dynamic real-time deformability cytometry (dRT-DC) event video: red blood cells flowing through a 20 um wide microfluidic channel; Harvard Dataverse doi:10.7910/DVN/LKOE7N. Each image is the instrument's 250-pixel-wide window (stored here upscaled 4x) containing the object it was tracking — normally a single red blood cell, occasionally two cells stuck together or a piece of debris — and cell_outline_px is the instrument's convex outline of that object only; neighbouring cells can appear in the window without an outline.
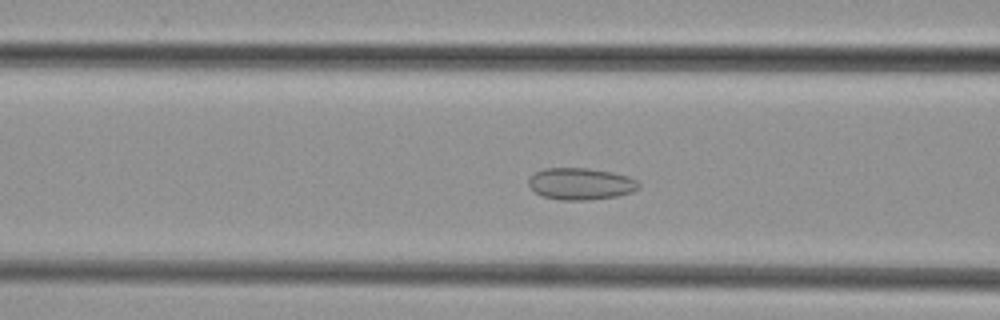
{"species": "common noctule bat (a hibernating species)", "species_latin": "Nyctalus noctula", "temperature_condition": "cold", "stored_images_in_passage": 37, "camera_frame_rate_fps": 3000, "um_per_image_px": 0.085, "animal": {"sex": "female", "body_mass_g": 29.2, "forearm_length_mm": 56.3}, "frame": {"image": 1, "passage_image": 8, "time_ms": 2.333, "image_size_px": [1000, 320], "cell_outline_px": [[640, 188], [632, 192], [616, 196], [584, 200], [560, 200], [544, 196], [536, 192], [528, 184], [528, 180], [536, 172], [544, 168], [588, 168], [612, 172], [628, 176], [636, 180], [640, 184]], "centroid_in_image_um": [49.38, 15.62], "position_along_channel_um": 117.2, "area_um2": 20.29}}
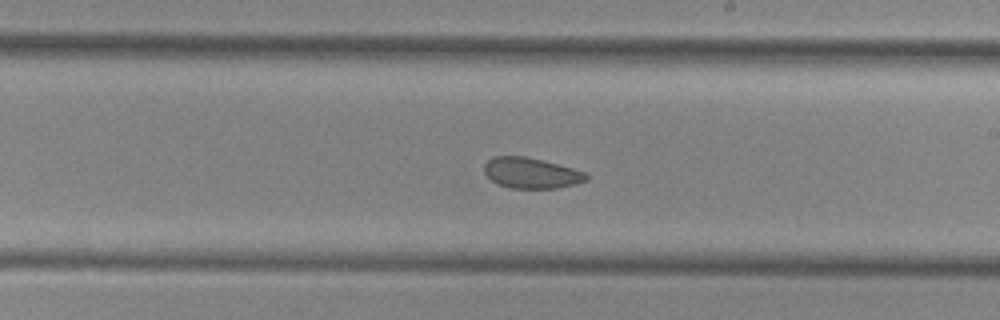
{"frame": {"image": 2, "passage_image": 17, "time_ms": 5.333, "image_size_px": [1000, 320], "cell_outline_px": [[588, 180], [576, 184], [556, 188], [508, 188], [492, 180], [484, 172], [484, 164], [492, 156], [524, 156], [572, 168], [584, 172], [588, 176]], "centroid_in_image_um": [45.14, 14.71], "position_along_channel_um": 243.9, "area_um2": 18.03}}
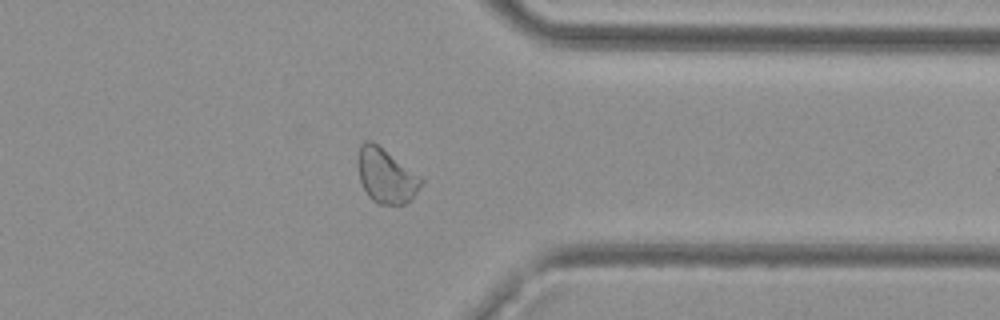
{"frame": {"image": 3, "passage_image": 27, "time_ms": 8.667, "image_size_px": [1000, 320], "cell_outline_px": [[424, 180], [416, 192], [404, 204], [380, 204], [372, 200], [368, 196], [360, 180], [356, 164], [356, 160], [360, 144], [364, 140], [372, 140], [420, 176]], "centroid_in_image_um": [32.75, 14.9], "position_along_channel_um": 378.6, "area_um2": 20.0}}